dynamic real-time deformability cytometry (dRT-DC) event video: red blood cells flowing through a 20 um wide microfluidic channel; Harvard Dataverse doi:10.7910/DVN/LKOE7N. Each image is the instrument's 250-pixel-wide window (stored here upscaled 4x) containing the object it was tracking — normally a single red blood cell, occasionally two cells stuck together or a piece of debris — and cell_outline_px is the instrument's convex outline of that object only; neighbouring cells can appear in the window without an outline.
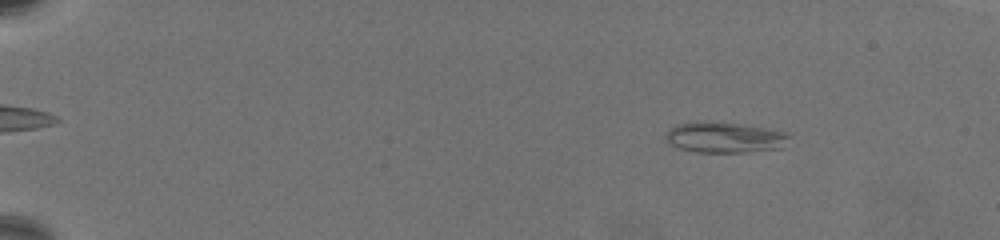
{"species": "common noctule bat (a hibernating species)", "species_latin": "Nyctalus noctula", "temperature_condition": "warm", "stored_images_in_passage": 67, "camera_frame_rate_fps": 3000, "um_per_image_px": 0.085, "animal": {"sex": "female", "body_mass_g": 19.5, "forearm_length_mm": 54.1}, "frame": {"image": 1, "passage_image": 10, "time_ms": 3.0, "image_size_px": [1000, 240], "cell_outline_px": [[792, 136], [784, 148], [744, 152], [696, 152], [680, 148], [664, 140], [664, 136], [676, 124], [696, 120], [704, 120], [744, 124], [788, 132]], "centroid_in_image_um": [61.64, 11.66], "position_along_channel_um": 23.4, "area_um2": 22.6}}
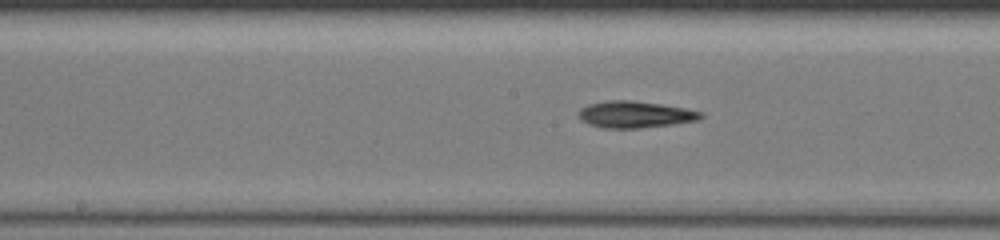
{"frame": {"image": 2, "passage_image": 38, "time_ms": 12.333, "image_size_px": [1000, 240], "cell_outline_px": [[704, 116], [700, 120], [672, 124], [640, 128], [600, 128], [588, 124], [580, 120], [580, 108], [588, 104], [608, 100], [628, 100], [660, 104], [684, 108], [704, 112]], "centroid_in_image_um": [53.99, 9.73], "position_along_channel_um": 194.2, "area_um2": 19.02}}
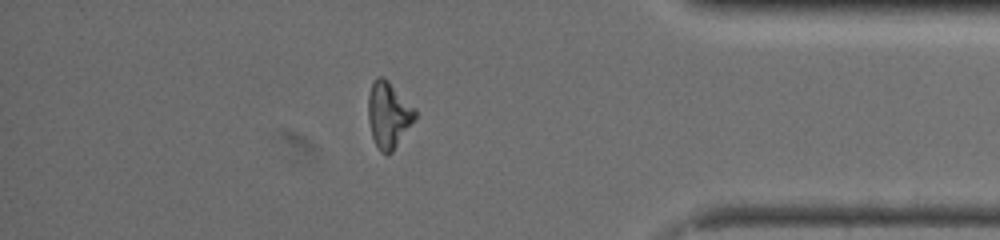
{"frame": {"image": 3, "passage_image": 59, "time_ms": 19.333, "image_size_px": [1000, 240], "cell_outline_px": [[416, 120], [392, 152], [388, 156], [380, 152], [372, 136], [368, 120], [368, 96], [372, 84], [376, 76], [380, 76], [388, 80], [416, 108]], "centroid_in_image_um": [33.04, 9.77], "position_along_channel_um": 402.2, "area_um2": 18.32}, "authors_computed_cell_mechanics": {"area_um2": 18.7272, "velocity_mm_per_s": 3.2885, "shape_relaxation_time_tau1_ms": 6.0074, "shape_relaxation_time_tau2_ms": 7.443, "deformation_change_tau1": 0.2226, "deformation_change_tau2": 0.2002}}